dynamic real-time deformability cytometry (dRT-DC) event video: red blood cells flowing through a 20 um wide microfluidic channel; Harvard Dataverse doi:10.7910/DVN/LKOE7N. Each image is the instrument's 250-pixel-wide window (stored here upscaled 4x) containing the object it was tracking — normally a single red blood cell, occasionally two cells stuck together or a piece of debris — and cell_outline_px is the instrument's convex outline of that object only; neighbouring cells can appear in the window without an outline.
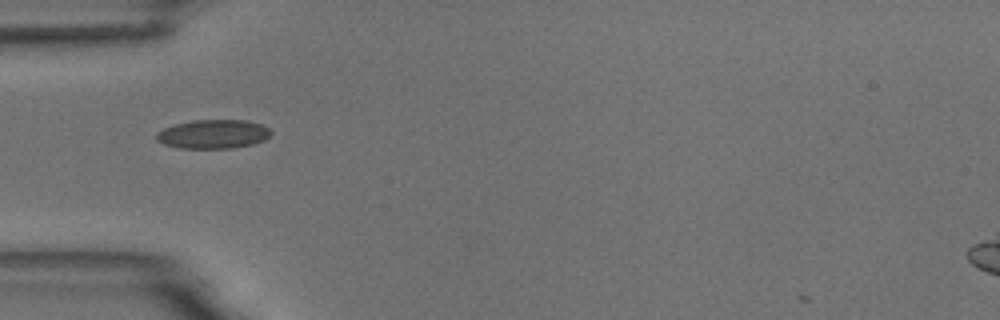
{"species": "common noctule bat (a hibernating species)", "species_latin": "Nyctalus noctula", "temperature_condition": "room temperature", "stored_images_in_passage": 30, "camera_frame_rate_fps": 3000, "um_per_image_px": 0.085, "animal": {"sex": "male", "body_mass_g": 18.8}, "frame": {"image": 1, "passage_image": 1, "time_ms": 0.0, "image_size_px": [1000, 320], "cell_outline_px": [[272, 132], [264, 140], [252, 144], [232, 148], [180, 148], [164, 144], [156, 140], [156, 132], [164, 128], [176, 124], [192, 120], [244, 120], [260, 124], [268, 128]], "centroid_in_image_um": [18.09, 11.4], "position_along_channel_um": 66.9, "area_um2": 19.19}}
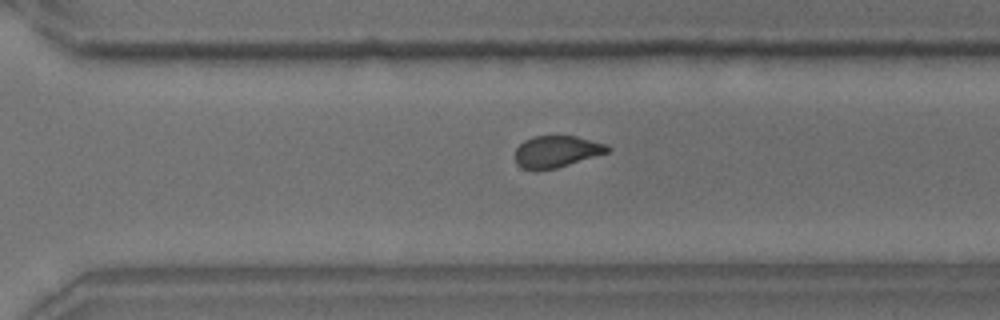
{"frame": {"image": 2, "passage_image": 23, "time_ms": 7.333, "image_size_px": [1000, 320], "cell_outline_px": [[612, 148], [608, 152], [556, 168], [524, 168], [516, 164], [512, 156], [516, 148], [524, 140], [532, 136], [576, 136], [608, 144]], "centroid_in_image_um": [47.29, 12.85], "position_along_channel_um": 323.3, "area_um2": 16.99}, "authors_computed_cell_mechanics": {"area_um2": 18.0336, "velocity_mm_per_s": 3.5031, "shape_relaxation_time_tau1_ms": 7.848, "shape_relaxation_time_tau2_ms": 1.6748, "deformation_change_tau1": 0.1499, "deformation_change_tau2": 0.0757}}